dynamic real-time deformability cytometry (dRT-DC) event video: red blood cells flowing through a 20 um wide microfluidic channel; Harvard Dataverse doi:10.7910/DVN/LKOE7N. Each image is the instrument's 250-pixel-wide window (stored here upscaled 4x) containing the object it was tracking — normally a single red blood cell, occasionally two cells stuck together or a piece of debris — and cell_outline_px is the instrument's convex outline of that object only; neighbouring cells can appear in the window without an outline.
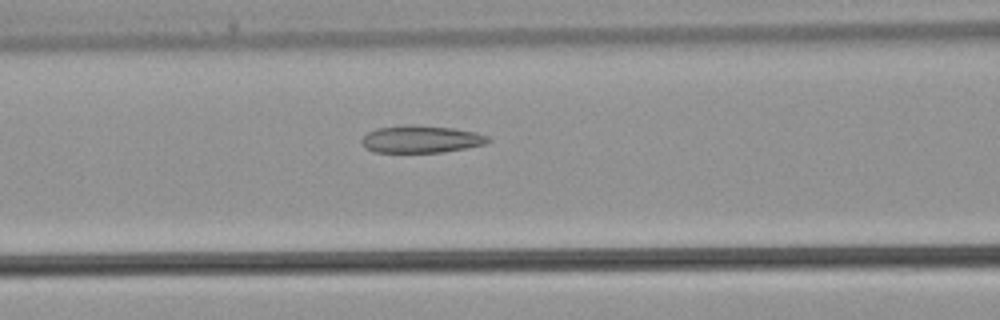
{"species": "common noctule bat (a hibernating species)", "species_latin": "Nyctalus noctula", "temperature_condition": "warm", "stored_images_in_passage": 36, "camera_frame_rate_fps": 3000, "um_per_image_px": 0.085, "animal": {"sex": "male", "body_mass_g": 21.5, "forearm_length_mm": 52.0}, "frame": {"image": 1, "passage_image": 11, "time_ms": 3.333, "image_size_px": [1000, 320], "cell_outline_px": [[492, 140], [484, 144], [444, 152], [372, 152], [364, 148], [360, 140], [368, 132], [376, 128], [412, 124], [452, 128], [476, 132], [488, 136]], "centroid_in_image_um": [35.76, 11.83], "position_along_channel_um": 130.8, "area_um2": 20.17}}
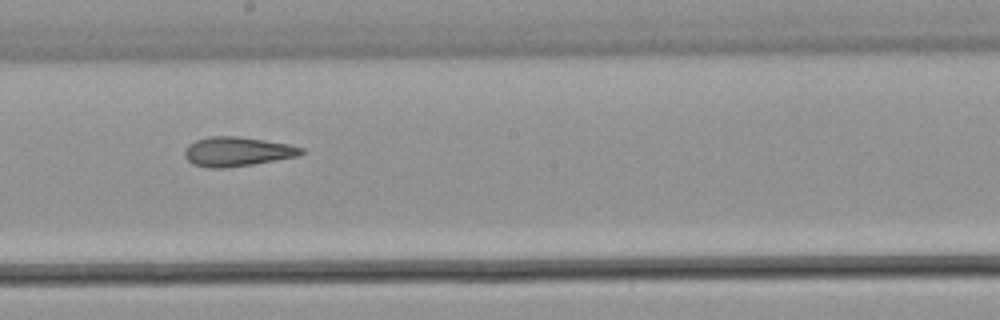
{"frame": {"image": 2, "passage_image": 17, "time_ms": 5.333, "image_size_px": [1000, 320], "cell_outline_px": [[304, 152], [296, 156], [252, 164], [220, 168], [208, 168], [192, 164], [184, 156], [184, 152], [188, 144], [196, 140], [208, 136], [240, 136], [288, 144], [304, 148]], "centroid_in_image_um": [20.11, 12.87], "position_along_channel_um": 228.1, "area_um2": 19.83}}
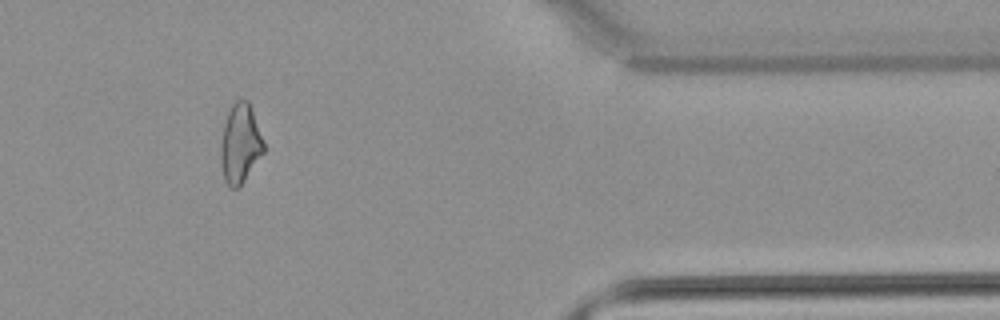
{"frame": {"image": 3, "passage_image": 29, "time_ms": 9.333, "image_size_px": [1000, 320], "cell_outline_px": [[264, 152], [244, 180], [236, 188], [232, 188], [224, 180], [220, 160], [220, 144], [224, 124], [228, 112], [232, 104], [236, 100], [248, 100], [252, 108], [264, 140]], "centroid_in_image_um": [20.42, 12.18], "position_along_channel_um": 391.0, "area_um2": 19.83}}